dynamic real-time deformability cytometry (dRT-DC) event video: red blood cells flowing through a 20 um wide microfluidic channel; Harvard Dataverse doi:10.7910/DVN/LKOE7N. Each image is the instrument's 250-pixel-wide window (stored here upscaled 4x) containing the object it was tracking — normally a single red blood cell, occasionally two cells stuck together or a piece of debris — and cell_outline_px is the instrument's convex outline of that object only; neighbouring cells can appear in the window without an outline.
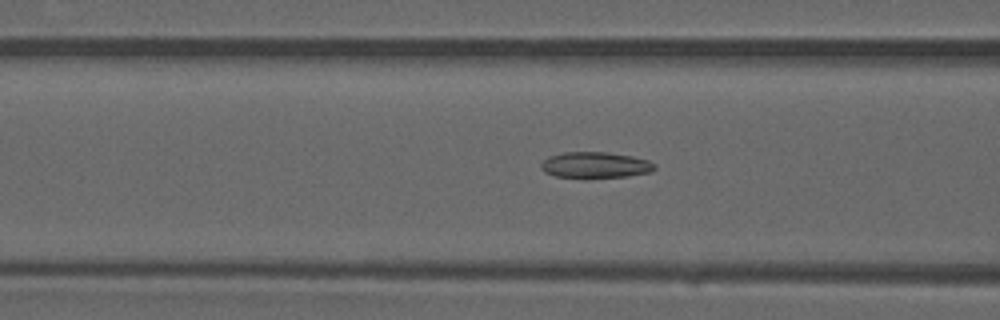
{"species": "common noctule bat (a hibernating species)", "species_latin": "Nyctalus noctula", "temperature_condition": "warm", "stored_images_in_passage": 50, "camera_frame_rate_fps": 3000, "um_per_image_px": 0.085, "animal": {"sex": "male", "forearm_length_mm": 52.5}, "frame": {"image": 1, "passage_image": 19, "time_ms": 6.0, "image_size_px": [1000, 320], "cell_outline_px": [[656, 168], [652, 172], [628, 176], [556, 176], [544, 172], [540, 168], [540, 164], [548, 156], [564, 152], [608, 152], [632, 156], [648, 160], [656, 164]], "centroid_in_image_um": [50.62, 14.0], "position_along_channel_um": 116.0, "area_um2": 16.94}}
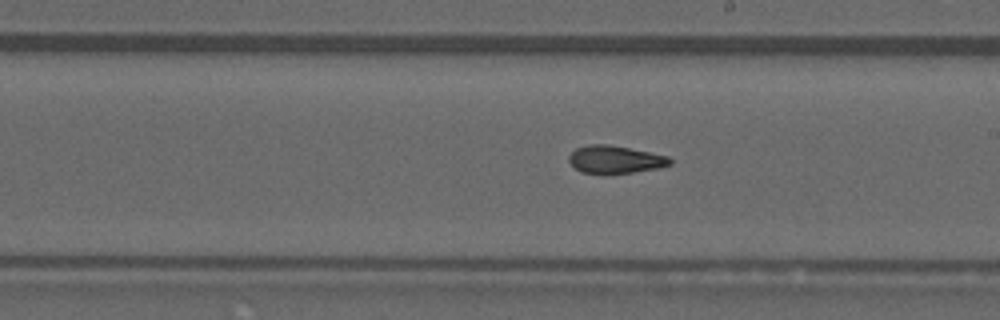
{"frame": {"image": 2, "passage_image": 28, "time_ms": 9.0, "image_size_px": [1000, 320], "cell_outline_px": [[672, 164], [660, 168], [632, 172], [580, 172], [568, 160], [568, 156], [576, 148], [588, 144], [608, 144], [668, 156], [672, 160]], "centroid_in_image_um": [52.3, 13.53], "position_along_channel_um": 236.7, "area_um2": 15.95}}
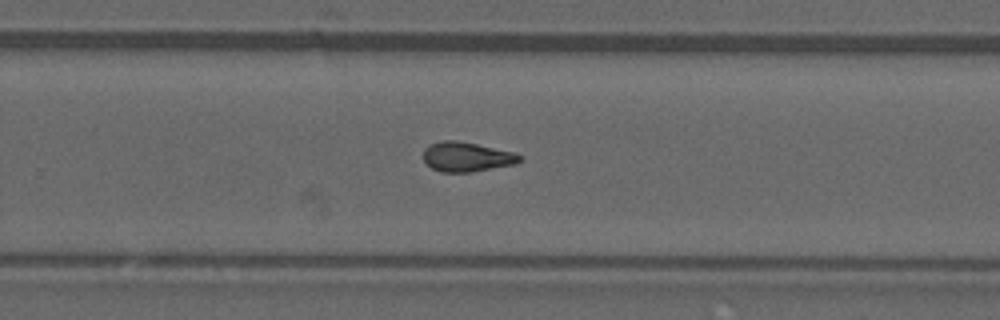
{"frame": {"image": 3, "passage_image": 32, "time_ms": 10.333, "image_size_px": [1000, 320], "cell_outline_px": [[524, 156], [516, 164], [472, 172], [440, 172], [432, 168], [424, 160], [424, 148], [428, 144], [440, 140], [456, 140], [476, 144], [512, 152]], "centroid_in_image_um": [39.65, 13.33], "position_along_channel_um": 290.2, "area_um2": 16.65}, "authors_computed_cell_mechanics": {"area_um2": 16.8198, "velocity_mm_per_s": 4.0215, "shape_relaxation_time_tau1_ms": null, "shape_relaxation_time_tau2_ms": 3.8817, "deformation_change_tau1": null, "deformation_change_tau2": 0.1241}}